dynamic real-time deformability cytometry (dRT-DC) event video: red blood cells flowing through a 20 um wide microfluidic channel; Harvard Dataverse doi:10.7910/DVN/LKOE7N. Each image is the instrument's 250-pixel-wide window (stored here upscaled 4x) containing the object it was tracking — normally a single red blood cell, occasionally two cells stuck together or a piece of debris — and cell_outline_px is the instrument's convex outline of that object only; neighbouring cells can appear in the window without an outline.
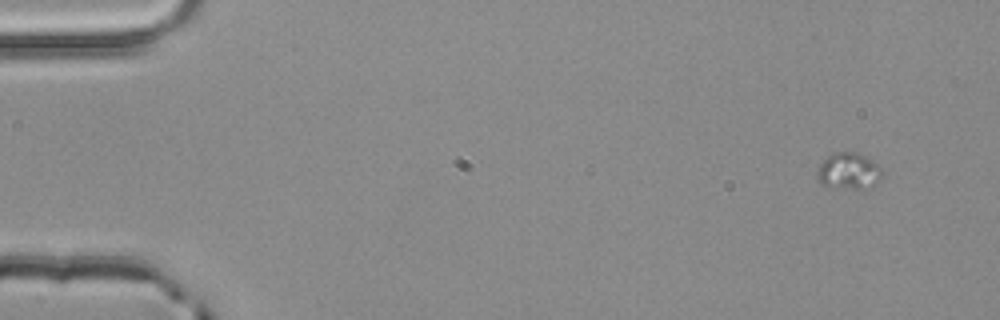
{"species": "common noctule bat (a hibernating species)", "species_latin": "Nyctalus noctula", "temperature_condition": "room temperature", "stored_images_in_passage": 4, "camera_frame_rate_fps": 3000, "um_per_image_px": 0.085, "animal": {"sex": "male", "body_mass_g": 20.4}, "frame": {"image": 1, "passage_image": 2, "time_ms": 0.333, "image_size_px": [1000, 320], "cell_outline_px": [[884, 176], [872, 188], [852, 188], [820, 184], [816, 176], [816, 168], [832, 152], [856, 152], [872, 160], [884, 168]], "centroid_in_image_um": [72.19, 14.53], "position_along_channel_um": 12.8, "area_um2": 14.05}}